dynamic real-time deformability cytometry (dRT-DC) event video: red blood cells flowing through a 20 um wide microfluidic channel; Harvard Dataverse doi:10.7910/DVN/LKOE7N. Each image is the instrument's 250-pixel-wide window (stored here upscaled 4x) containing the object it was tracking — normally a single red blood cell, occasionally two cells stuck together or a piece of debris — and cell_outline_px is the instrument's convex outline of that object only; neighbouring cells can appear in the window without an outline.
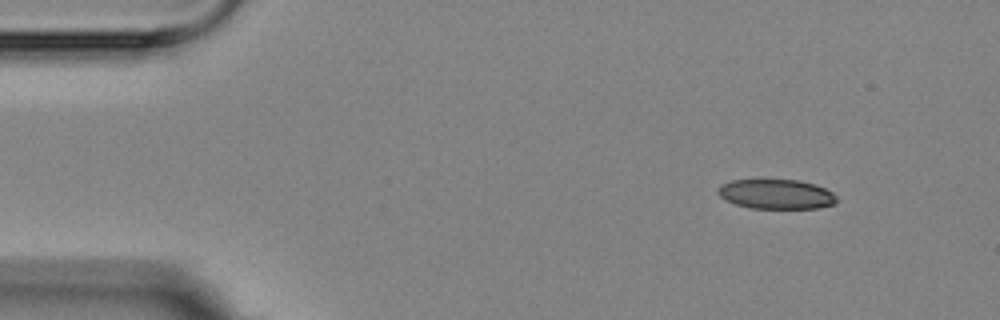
{"species": "Egyptian fruit bat (a non-hibernating species)", "species_latin": "Rousettus aegyptiacus", "temperature_condition": "room temperature", "stored_images_in_passage": 3, "camera_frame_rate_fps": 3000, "um_per_image_px": 0.085, "animal": {"sex": "female"}, "frame": {"image": 1, "passage_image": 1, "time_ms": 0.0, "image_size_px": [1000, 320], "cell_outline_px": [[836, 204], [816, 208], [752, 208], [736, 204], [724, 200], [716, 192], [720, 184], [732, 180], [800, 180], [816, 184], [832, 192], [836, 196]], "centroid_in_image_um": [65.97, 16.5], "position_along_channel_um": 19.0, "area_um2": 20.58}}